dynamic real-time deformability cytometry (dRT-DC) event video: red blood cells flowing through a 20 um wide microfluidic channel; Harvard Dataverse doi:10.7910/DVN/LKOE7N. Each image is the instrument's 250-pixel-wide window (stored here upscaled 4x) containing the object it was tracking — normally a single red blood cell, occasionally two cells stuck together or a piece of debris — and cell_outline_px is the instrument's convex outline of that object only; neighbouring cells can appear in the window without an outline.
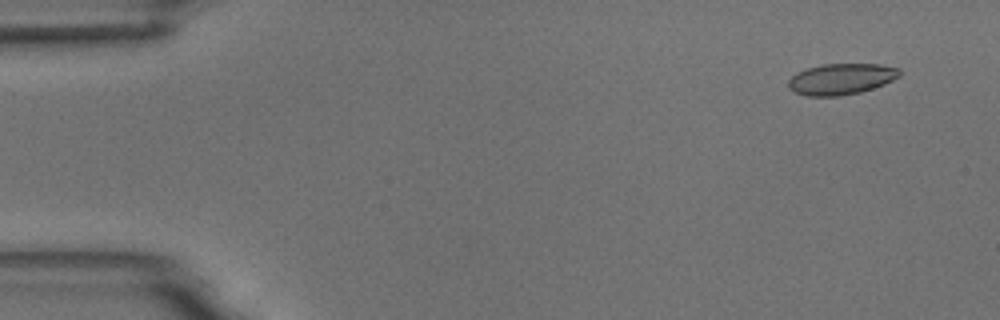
{"species": "common noctule bat (a hibernating species)", "species_latin": "Nyctalus noctula", "temperature_condition": "room temperature", "stored_images_in_passage": 6, "camera_frame_rate_fps": 3000, "um_per_image_px": 0.085, "animal": {"sex": "male", "body_mass_g": 18.8}, "frame": {"image": 1, "passage_image": 1, "time_ms": 0.0, "image_size_px": [1000, 320], "cell_outline_px": [[900, 76], [884, 84], [860, 92], [840, 96], [808, 96], [796, 92], [788, 88], [788, 80], [796, 72], [820, 64], [880, 64], [900, 68]], "centroid_in_image_um": [71.49, 6.71], "position_along_channel_um": 13.5, "area_um2": 20.17}}
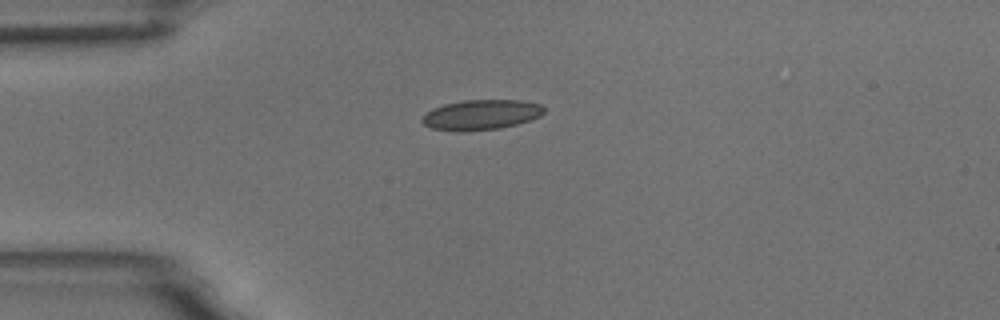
{"frame": {"image": 2, "passage_image": 4, "time_ms": 3.333, "image_size_px": [1000, 320], "cell_outline_px": [[544, 112], [540, 116], [516, 124], [500, 128], [468, 132], [460, 132], [432, 128], [424, 124], [420, 120], [432, 108], [444, 104], [464, 100], [520, 100], [540, 104], [544, 108]], "centroid_in_image_um": [40.88, 9.76], "position_along_channel_um": 44.1, "area_um2": 21.39}}
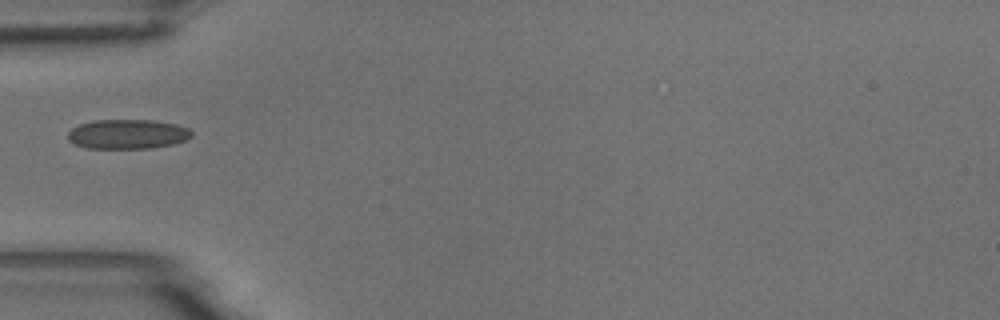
{"frame": {"image": 3, "passage_image": 5, "time_ms": 4.667, "image_size_px": [1000, 320], "cell_outline_px": [[192, 136], [184, 140], [172, 144], [148, 148], [88, 148], [76, 144], [68, 140], [68, 132], [72, 128], [80, 124], [96, 120], [152, 120], [176, 124], [188, 128], [192, 132]], "centroid_in_image_um": [10.84, 11.39], "position_along_channel_um": 74.2, "area_um2": 21.1}}